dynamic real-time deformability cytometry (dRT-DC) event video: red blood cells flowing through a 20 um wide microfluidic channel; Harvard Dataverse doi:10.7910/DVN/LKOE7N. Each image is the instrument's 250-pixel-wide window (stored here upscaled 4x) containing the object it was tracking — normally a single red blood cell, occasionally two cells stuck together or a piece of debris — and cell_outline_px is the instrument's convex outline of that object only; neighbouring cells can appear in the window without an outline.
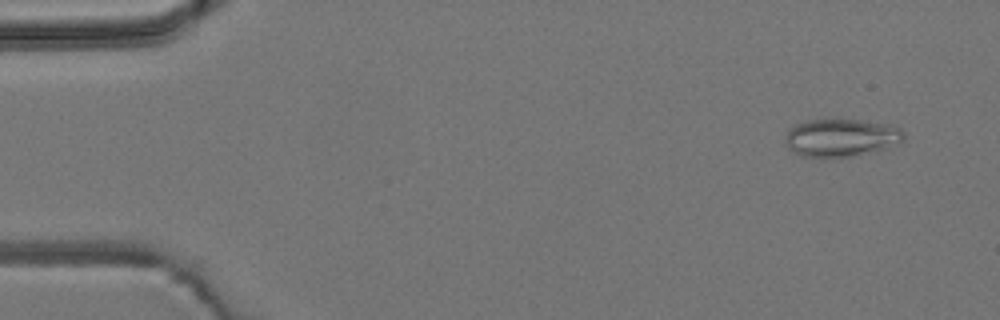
{"species": "common noctule bat (a hibernating species)", "species_latin": "Nyctalus noctula", "temperature_condition": "room temperature", "stored_images_in_passage": 5, "camera_frame_rate_fps": 3000, "um_per_image_px": 0.085, "animal": {"sex": "male", "body_mass_g": 19.2, "forearm_length_mm": 51.8}, "frame": {"image": 1, "passage_image": 2, "time_ms": 1.0, "image_size_px": [1000, 320], "cell_outline_px": [[904, 140], [900, 144], [872, 152], [852, 156], [800, 156], [788, 148], [784, 144], [784, 136], [788, 128], [796, 124], [808, 120], [860, 120], [888, 124], [900, 128], [904, 132]], "centroid_in_image_um": [71.49, 11.7], "position_along_channel_um": 13.5, "area_um2": 26.18}}